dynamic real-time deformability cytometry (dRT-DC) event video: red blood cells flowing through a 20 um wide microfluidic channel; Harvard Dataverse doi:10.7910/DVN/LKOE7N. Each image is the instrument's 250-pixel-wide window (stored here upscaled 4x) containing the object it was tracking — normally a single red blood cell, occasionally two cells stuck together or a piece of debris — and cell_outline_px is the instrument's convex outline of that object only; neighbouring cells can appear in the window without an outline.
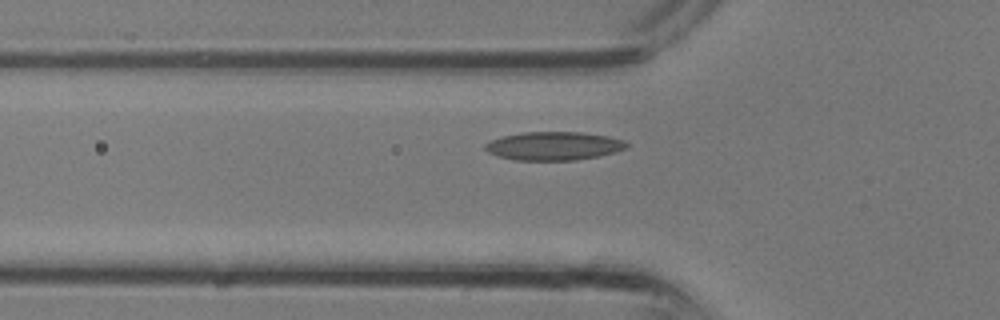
{"species": "common noctule bat (a hibernating species)", "species_latin": "Nyctalus noctula", "temperature_condition": "room temperature", "stored_images_in_passage": 4, "camera_frame_rate_fps": 3000, "um_per_image_px": 0.085, "animal": {"sex": "male", "body_mass_g": 13.3}, "frame": {"image": 1, "passage_image": 4, "time_ms": 1.0, "image_size_px": [1000, 320], "cell_outline_px": [[628, 148], [616, 152], [600, 156], [576, 160], [516, 160], [496, 156], [488, 152], [484, 148], [484, 144], [492, 140], [504, 136], [524, 132], [580, 132], [608, 136], [624, 140], [628, 144]], "centroid_in_image_um": [47.1, 12.41], "position_along_channel_um": 78.7, "area_um2": 23.52}}